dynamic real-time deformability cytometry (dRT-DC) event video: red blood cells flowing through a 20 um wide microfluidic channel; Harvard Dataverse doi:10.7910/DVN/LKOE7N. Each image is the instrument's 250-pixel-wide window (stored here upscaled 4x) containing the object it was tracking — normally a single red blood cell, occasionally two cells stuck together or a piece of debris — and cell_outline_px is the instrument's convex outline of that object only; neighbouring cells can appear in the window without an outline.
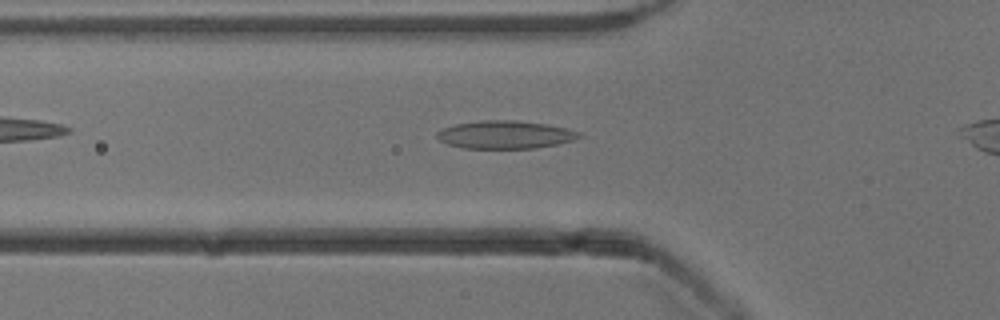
{"species": "common noctule bat (a hibernating species)", "species_latin": "Nyctalus noctula", "temperature_condition": "cold", "stored_images_in_passage": 36, "camera_frame_rate_fps": 3000, "um_per_image_px": 0.085, "animal": {"sex": "male", "body_mass_g": 13.3}, "frame": {"image": 1, "passage_image": 8, "time_ms": 2.333, "image_size_px": [1000, 320], "cell_outline_px": [[584, 136], [572, 140], [556, 144], [536, 148], [460, 148], [448, 144], [440, 140], [436, 136], [436, 132], [444, 128], [456, 124], [480, 120], [512, 120], [548, 124], [568, 128], [580, 132]], "centroid_in_image_um": [42.95, 11.44], "position_along_channel_um": 82.8, "area_um2": 23.18}}
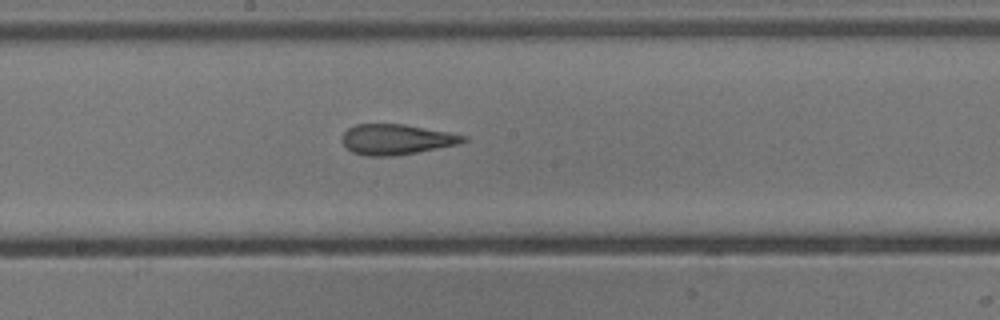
{"frame": {"image": 2, "passage_image": 18, "time_ms": 5.667, "image_size_px": [1000, 320], "cell_outline_px": [[468, 140], [460, 144], [416, 152], [392, 156], [364, 156], [352, 152], [344, 144], [344, 132], [348, 128], [356, 124], [404, 124], [448, 132], [468, 136]], "centroid_in_image_um": [33.73, 11.85], "position_along_channel_um": 214.5, "area_um2": 21.33}}
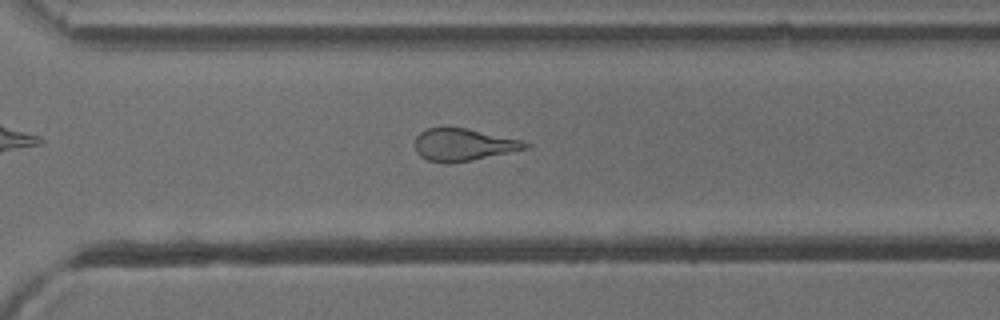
{"frame": {"image": 3, "passage_image": 27, "time_ms": 8.667, "image_size_px": [1000, 320], "cell_outline_px": [[532, 148], [472, 160], [448, 164], [428, 160], [420, 156], [416, 152], [416, 136], [420, 132], [428, 128], [468, 128], [520, 140], [532, 144]], "centroid_in_image_um": [39.43, 12.31], "position_along_channel_um": 331.2, "area_um2": 20.81}, "authors_computed_cell_mechanics": {"area_um2": 21.8484, "velocity_mm_per_s": 3.9096, "shape_relaxation_time_tau1_ms": null, "shape_relaxation_time_tau2_ms": 2.3581, "deformation_change_tau1": null, "deformation_change_tau2": 0.1197}}